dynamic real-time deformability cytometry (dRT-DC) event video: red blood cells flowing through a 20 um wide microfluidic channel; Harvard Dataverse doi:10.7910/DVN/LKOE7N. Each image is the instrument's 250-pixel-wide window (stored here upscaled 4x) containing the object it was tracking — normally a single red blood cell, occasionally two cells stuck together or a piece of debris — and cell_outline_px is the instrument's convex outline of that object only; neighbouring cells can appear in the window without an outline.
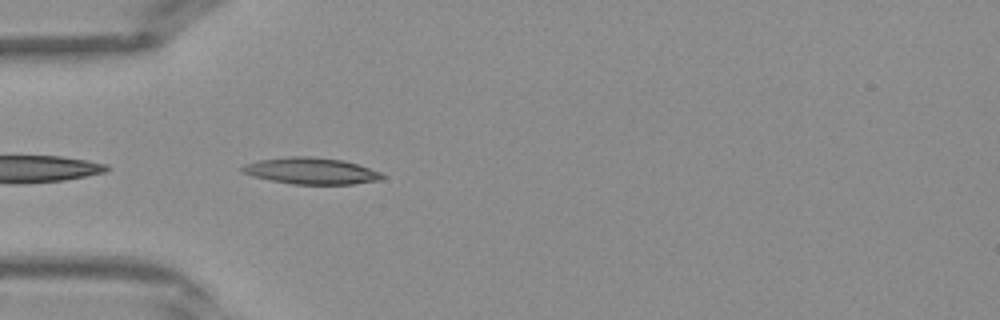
{"species": "Egyptian fruit bat (a non-hibernating species)", "species_latin": "Rousettus aegyptiacus", "temperature_condition": "warm", "stored_images_in_passage": 26, "camera_frame_rate_fps": 3000, "um_per_image_px": 0.085, "frame": {"image": 1, "passage_image": 1, "time_ms": 0.0, "image_size_px": [1000, 320], "cell_outline_px": [[384, 176], [380, 180], [352, 184], [292, 184], [252, 176], [244, 172], [240, 168], [244, 164], [260, 160], [288, 156], [312, 156], [344, 160], [380, 172]], "centroid_in_image_um": [26.43, 14.52], "position_along_channel_um": 58.6, "area_um2": 21.44}}
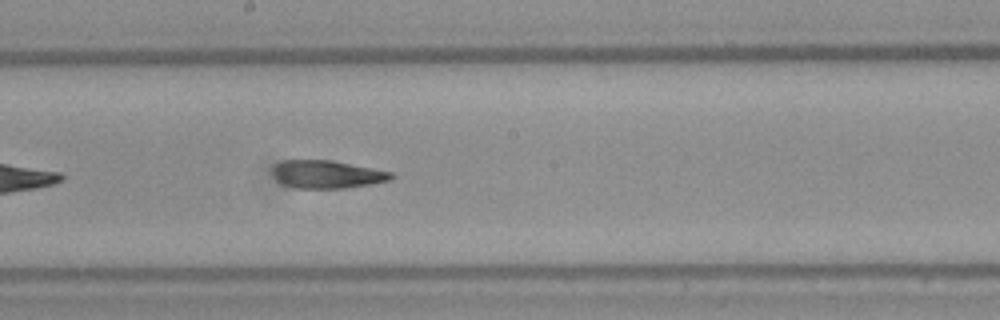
{"frame": {"image": 2, "passage_image": 11, "time_ms": 3.333, "image_size_px": [1000, 320], "cell_outline_px": [[392, 176], [388, 180], [372, 184], [344, 188], [296, 188], [284, 184], [276, 180], [272, 172], [272, 168], [276, 164], [284, 160], [332, 160], [392, 172]], "centroid_in_image_um": [27.75, 14.81], "position_along_channel_um": 220.4, "area_um2": 19.13}}
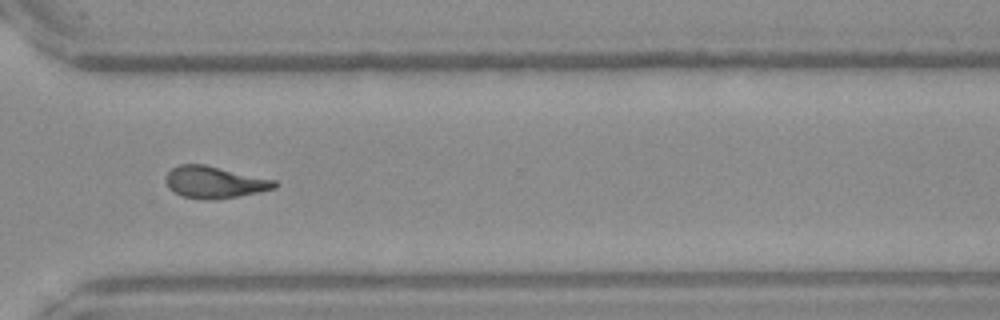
{"frame": {"image": 3, "passage_image": 19, "time_ms": 6.0, "image_size_px": [1000, 320], "cell_outline_px": [[280, 184], [276, 188], [260, 192], [212, 200], [204, 200], [184, 196], [168, 188], [164, 180], [168, 172], [172, 168], [180, 164], [204, 164], [276, 180]], "centroid_in_image_um": [18.25, 15.48], "position_along_channel_um": 352.4, "area_um2": 20.23}}